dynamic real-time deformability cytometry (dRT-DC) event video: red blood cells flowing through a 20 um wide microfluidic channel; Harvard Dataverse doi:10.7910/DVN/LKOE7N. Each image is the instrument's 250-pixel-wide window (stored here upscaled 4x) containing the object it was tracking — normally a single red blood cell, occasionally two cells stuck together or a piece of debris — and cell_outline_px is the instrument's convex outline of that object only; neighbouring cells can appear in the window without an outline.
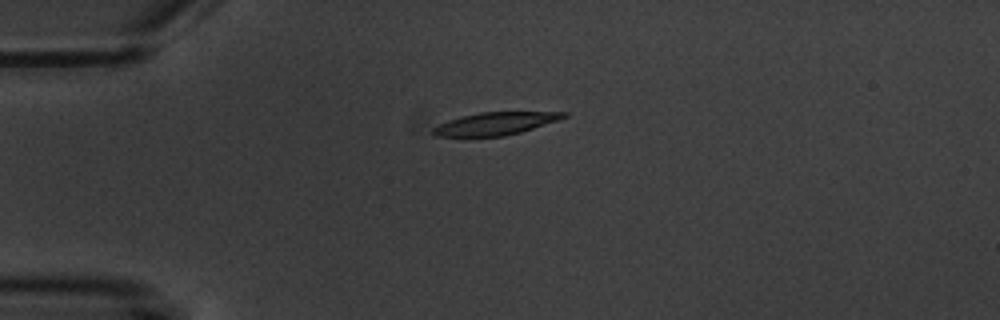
{"species": "common noctule bat (a hibernating species)", "species_latin": "Nyctalus noctula", "temperature_condition": "warm", "stored_images_in_passage": 4, "camera_frame_rate_fps": 3000, "um_per_image_px": 0.085, "animal": {"sex": "male", "body_mass_g": 20.1, "forearm_length_mm": 53.5}, "frame": {"image": 1, "passage_image": 4, "time_ms": 3.667, "image_size_px": [1000, 320], "cell_outline_px": [[568, 116], [520, 132], [504, 136], [436, 136], [432, 132], [432, 128], [448, 120], [480, 112], [568, 112]], "centroid_in_image_um": [42.08, 10.5], "position_along_channel_um": 42.9, "area_um2": 16.82}}